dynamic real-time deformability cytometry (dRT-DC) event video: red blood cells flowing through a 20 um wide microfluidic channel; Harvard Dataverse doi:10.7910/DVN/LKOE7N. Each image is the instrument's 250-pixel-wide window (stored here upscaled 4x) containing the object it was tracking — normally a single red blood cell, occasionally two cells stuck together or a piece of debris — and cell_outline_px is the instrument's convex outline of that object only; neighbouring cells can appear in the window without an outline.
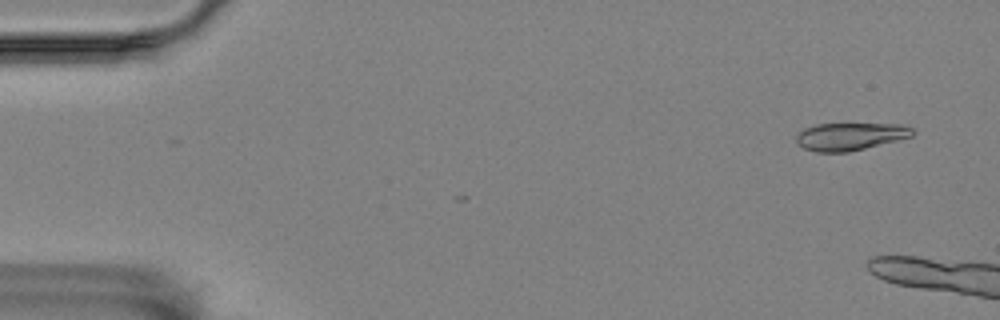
{"species": "Egyptian fruit bat (a non-hibernating species)", "species_latin": "Rousettus aegyptiacus", "temperature_condition": "room temperature", "stored_images_in_passage": 3, "camera_frame_rate_fps": 3000, "um_per_image_px": 0.085, "animal": {"sex": "female"}, "frame": {"image": 1, "passage_image": 1, "time_ms": 0.0, "image_size_px": [1000, 320], "cell_outline_px": [[916, 132], [912, 136], [848, 152], [816, 152], [804, 148], [796, 144], [796, 136], [804, 128], [816, 124], [900, 124], [912, 128]], "centroid_in_image_um": [72.23, 11.59], "position_along_channel_um": 12.8, "area_um2": 18.55}}